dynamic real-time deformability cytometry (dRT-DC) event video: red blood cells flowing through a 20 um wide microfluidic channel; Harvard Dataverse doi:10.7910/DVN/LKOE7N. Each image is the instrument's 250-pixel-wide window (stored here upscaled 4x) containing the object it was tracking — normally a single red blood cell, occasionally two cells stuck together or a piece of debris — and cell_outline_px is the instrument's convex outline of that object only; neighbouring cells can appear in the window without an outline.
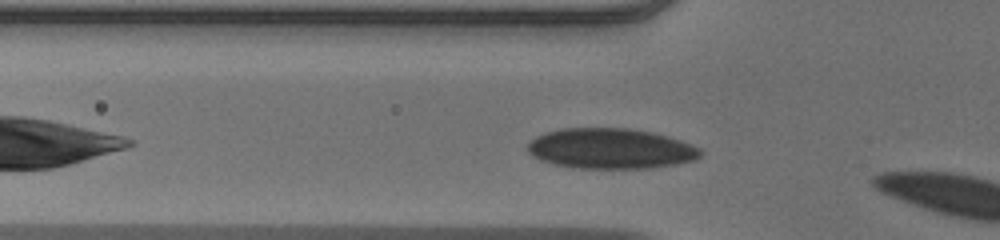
{"species": "human", "species_latin": "Homo sapiens", "temperature_condition": "warm", "stored_images_in_passage": 4, "camera_frame_rate_fps": 3000, "um_per_image_px": 0.085, "donor": {"sex": "male"}, "frame": {"image": 1, "passage_image": 2, "time_ms": 0.333, "image_size_px": [1000, 240], "cell_outline_px": [[700, 156], [692, 160], [672, 164], [648, 168], [572, 168], [556, 164], [532, 156], [528, 152], [528, 144], [536, 136], [544, 132], [564, 128], [628, 128], [648, 132], [680, 140], [700, 148]], "centroid_in_image_um": [51.85, 12.63], "position_along_channel_um": 73.9, "area_um2": 40.11}}